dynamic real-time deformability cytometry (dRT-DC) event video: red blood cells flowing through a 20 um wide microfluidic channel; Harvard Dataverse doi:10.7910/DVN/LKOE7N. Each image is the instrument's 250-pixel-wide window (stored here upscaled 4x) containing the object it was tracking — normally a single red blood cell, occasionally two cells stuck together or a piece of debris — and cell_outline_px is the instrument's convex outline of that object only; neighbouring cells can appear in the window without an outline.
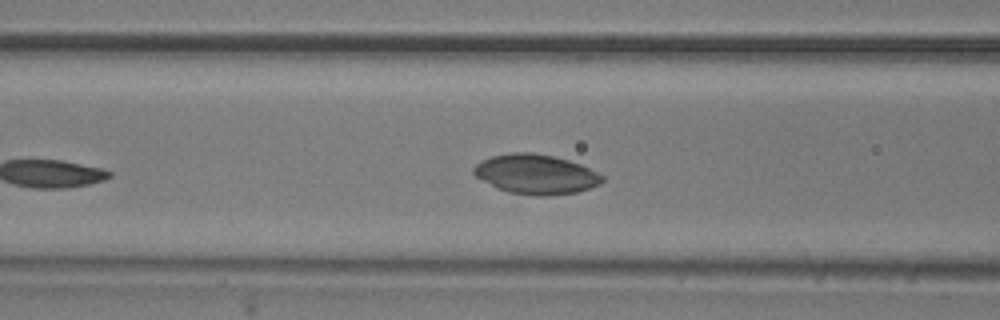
{"species": "common noctule bat (a hibernating species)", "species_latin": "Nyctalus noctula", "temperature_condition": "room temperature", "stored_images_in_passage": 19, "camera_frame_rate_fps": 3000, "um_per_image_px": 0.085, "animal": {"sex": "male", "body_mass_g": 20.5, "forearm_length_mm": 52.5}, "frame": {"image": 1, "passage_image": 8, "time_ms": 2.333, "image_size_px": [1000, 320], "cell_outline_px": [[604, 180], [600, 184], [576, 192], [548, 196], [536, 196], [508, 192], [496, 188], [476, 176], [472, 172], [472, 168], [476, 164], [492, 156], [512, 152], [532, 152], [552, 156], [568, 160], [580, 164], [604, 176]], "centroid_in_image_um": [45.54, 14.81], "position_along_channel_um": 121.1, "area_um2": 29.59}}
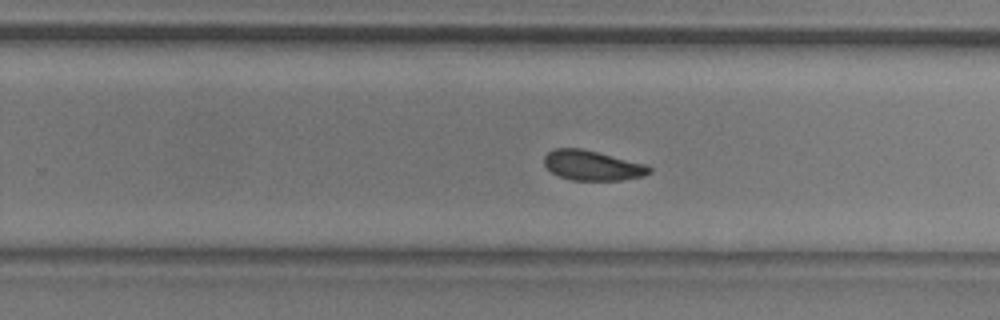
{"frame": {"image": 2, "passage_image": 17, "time_ms": 5.333, "image_size_px": [1000, 320], "cell_outline_px": [[652, 172], [644, 176], [620, 180], [572, 180], [560, 176], [552, 172], [544, 164], [544, 156], [548, 152], [556, 148], [580, 148], [648, 164], [652, 168]], "centroid_in_image_um": [50.39, 14.06], "position_along_channel_um": 279.4, "area_um2": 18.32}}